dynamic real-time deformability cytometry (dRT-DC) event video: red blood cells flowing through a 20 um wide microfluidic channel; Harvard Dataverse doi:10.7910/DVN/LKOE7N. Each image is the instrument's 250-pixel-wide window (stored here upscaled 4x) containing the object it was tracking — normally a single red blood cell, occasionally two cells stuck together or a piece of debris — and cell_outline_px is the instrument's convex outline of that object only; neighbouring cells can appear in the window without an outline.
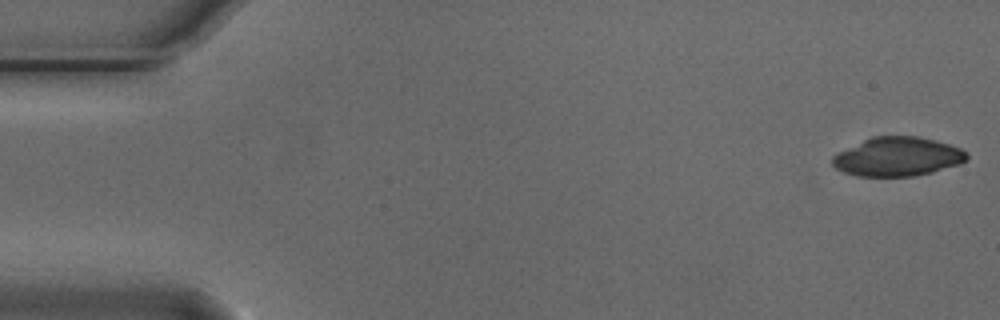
{"species": "Egyptian fruit bat (a non-hibernating species)", "species_latin": "Rousettus aegyptiacus", "temperature_condition": "cold", "stored_images_in_passage": 5, "camera_frame_rate_fps": 3000, "um_per_image_px": 0.085, "animal": {"sex": "male"}, "frame": {"image": 1, "passage_image": 1, "time_ms": 0.0, "image_size_px": [1000, 320], "cell_outline_px": [[968, 160], [960, 164], [932, 172], [912, 176], [856, 176], [844, 172], [836, 168], [832, 164], [832, 156], [872, 136], [916, 136], [936, 140], [960, 148], [968, 152]], "centroid_in_image_um": [76.33, 13.32], "position_along_channel_um": 8.7, "area_um2": 30.4}}